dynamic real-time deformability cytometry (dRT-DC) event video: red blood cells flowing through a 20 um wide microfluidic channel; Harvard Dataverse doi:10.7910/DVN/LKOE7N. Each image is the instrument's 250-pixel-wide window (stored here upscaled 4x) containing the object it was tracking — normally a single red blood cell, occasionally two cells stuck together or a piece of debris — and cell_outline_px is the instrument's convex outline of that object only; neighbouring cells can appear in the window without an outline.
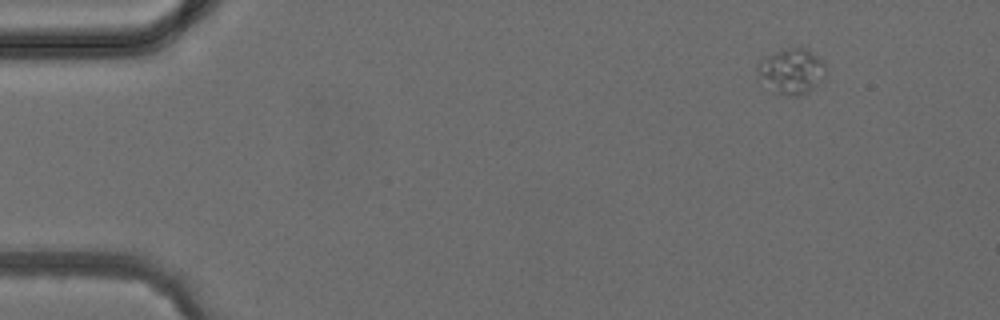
{"species": "common noctule bat (a hibernating species)", "species_latin": "Nyctalus noctula", "temperature_condition": "cold", "stored_images_in_passage": 4, "camera_frame_rate_fps": 3000, "um_per_image_px": 0.085, "animal": {"sex": "female", "body_mass_g": 24.6, "forearm_length_mm": 56.2}, "frame": {"image": 1, "passage_image": 1, "time_ms": 0.0, "image_size_px": [1000, 320], "cell_outline_px": [[828, 68], [824, 76], [808, 92], [796, 96], [788, 96], [772, 92], [756, 72], [756, 64], [764, 56], [788, 48], [808, 48]], "centroid_in_image_um": [67.25, 6.05], "position_along_channel_um": 17.8, "area_um2": 18.03}}
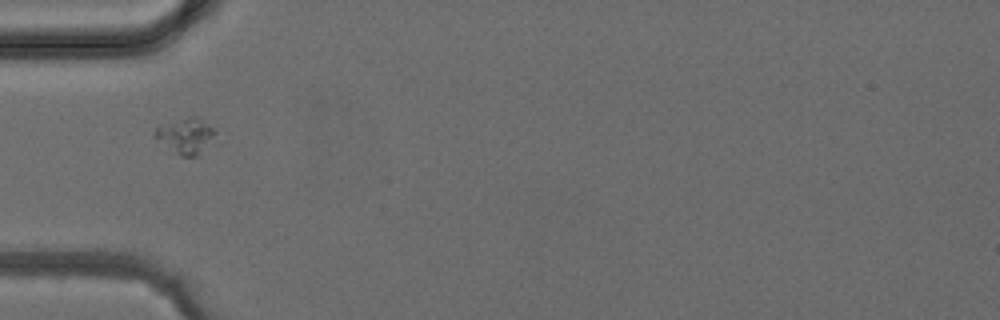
{"frame": {"image": 2, "passage_image": 4, "time_ms": 3.333, "image_size_px": [1000, 320], "cell_outline_px": [[216, 144], [196, 156], [180, 156], [152, 136], [152, 132], [156, 128], [188, 116], [196, 116], [216, 128]], "centroid_in_image_um": [15.89, 11.56], "position_along_channel_um": 69.1, "area_um2": 12.95}}